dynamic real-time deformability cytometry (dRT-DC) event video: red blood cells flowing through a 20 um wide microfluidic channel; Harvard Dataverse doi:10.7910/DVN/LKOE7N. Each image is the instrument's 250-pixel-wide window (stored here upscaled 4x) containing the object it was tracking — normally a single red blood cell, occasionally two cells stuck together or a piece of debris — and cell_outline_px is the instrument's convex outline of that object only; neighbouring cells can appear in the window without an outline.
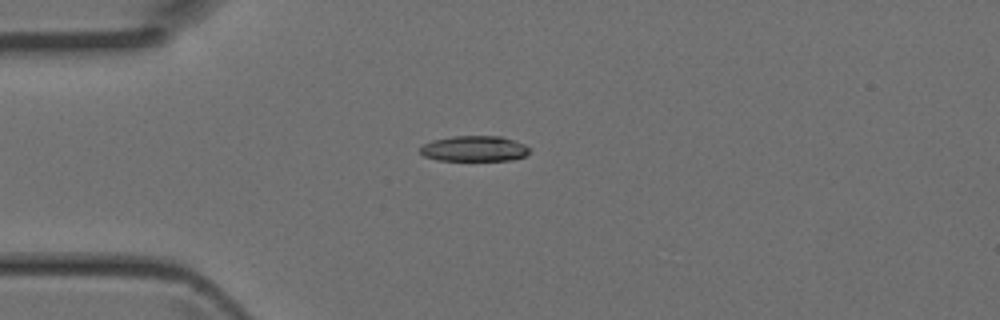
{"species": "Egyptian fruit bat (a non-hibernating species)", "species_latin": "Rousettus aegyptiacus", "temperature_condition": "room temperature", "stored_images_in_passage": 4, "camera_frame_rate_fps": 3000, "um_per_image_px": 0.085, "animal": {"sex": "female"}, "frame": {"image": 1, "passage_image": 2, "time_ms": 0.333, "image_size_px": [1000, 320], "cell_outline_px": [[532, 148], [524, 156], [512, 160], [436, 160], [424, 156], [420, 152], [420, 148], [424, 144], [432, 140], [452, 136], [500, 136], [524, 144]], "centroid_in_image_um": [40.31, 12.63], "position_along_channel_um": 44.7, "area_um2": 16.24}}
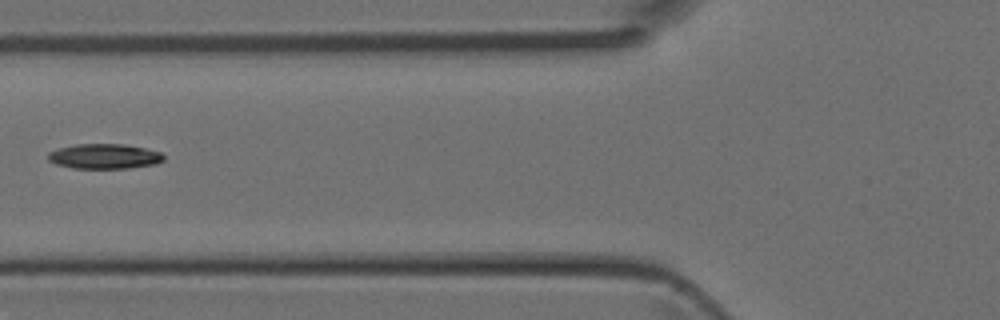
{"frame": {"image": 2, "passage_image": 4, "time_ms": 1.0, "image_size_px": [1000, 320], "cell_outline_px": [[164, 160], [156, 164], [128, 168], [72, 168], [56, 164], [48, 160], [48, 152], [60, 148], [76, 144], [124, 144], [144, 148], [160, 152], [164, 156]], "centroid_in_image_um": [8.87, 13.29], "position_along_channel_um": 116.9, "area_um2": 16.76}}